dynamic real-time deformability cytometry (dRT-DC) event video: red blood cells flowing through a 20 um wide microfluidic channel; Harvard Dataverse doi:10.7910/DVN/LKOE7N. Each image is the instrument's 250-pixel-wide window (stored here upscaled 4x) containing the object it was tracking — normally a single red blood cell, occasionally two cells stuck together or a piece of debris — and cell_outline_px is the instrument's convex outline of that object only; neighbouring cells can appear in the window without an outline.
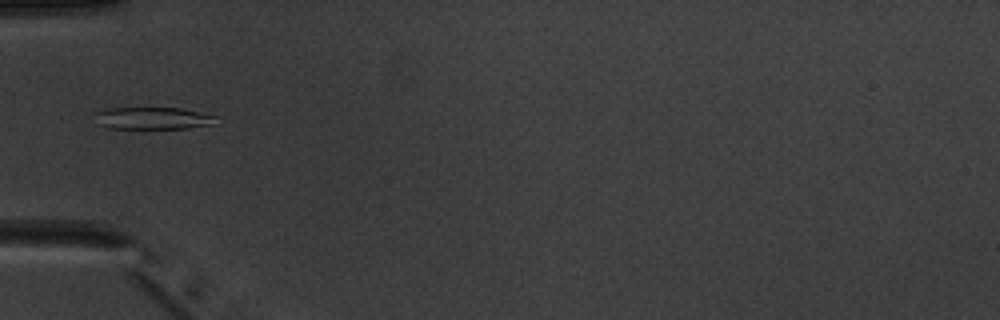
{"species": "common noctule bat (a hibernating species)", "species_latin": "Nyctalus noctula", "temperature_condition": "warm", "stored_images_in_passage": 6, "camera_frame_rate_fps": 3000, "um_per_image_px": 0.085, "animal": {"sex": "male", "body_mass_g": 20.1, "forearm_length_mm": 53.5}, "frame": {"image": 1, "passage_image": 5, "time_ms": 5.333, "image_size_px": [1000, 320], "cell_outline_px": [[220, 116], [212, 124], [188, 128], [108, 128], [96, 124], [92, 112], [112, 108], [180, 108]], "centroid_in_image_um": [12.94, 10.04], "position_along_channel_um": 72.1, "area_um2": 15.78}}